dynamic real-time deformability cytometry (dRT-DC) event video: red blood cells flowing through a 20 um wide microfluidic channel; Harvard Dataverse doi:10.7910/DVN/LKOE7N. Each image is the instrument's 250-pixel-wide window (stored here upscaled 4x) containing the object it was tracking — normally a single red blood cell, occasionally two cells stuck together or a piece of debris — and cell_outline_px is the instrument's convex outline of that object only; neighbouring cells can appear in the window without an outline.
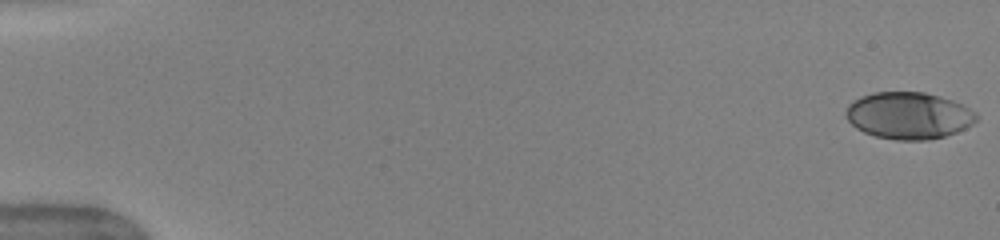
{"species": "human", "species_latin": "Homo sapiens", "temperature_condition": "warm", "stored_images_in_passage": 51, "camera_frame_rate_fps": 3000, "um_per_image_px": 0.085, "donor": {"sex": "female"}, "frame": {"image": 1, "passage_image": 1, "time_ms": 0.0, "image_size_px": [1000, 240], "cell_outline_px": [[980, 116], [972, 124], [956, 132], [944, 136], [928, 140], [896, 140], [876, 136], [864, 132], [856, 128], [848, 120], [844, 112], [848, 104], [860, 96], [872, 92], [924, 92], [940, 96], [964, 104], [976, 112]], "centroid_in_image_um": [77.24, 9.81], "position_along_channel_um": 7.8, "area_um2": 35.89}}
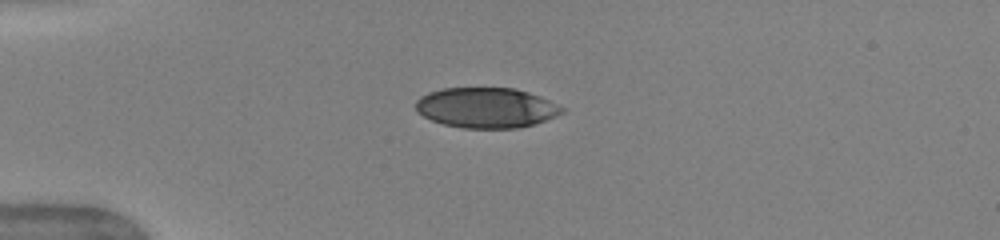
{"frame": {"image": 2, "passage_image": 14, "time_ms": 4.333, "image_size_px": [1000, 240], "cell_outline_px": [[564, 112], [556, 116], [532, 124], [516, 128], [464, 128], [444, 124], [432, 120], [424, 116], [416, 108], [416, 100], [420, 96], [428, 92], [440, 88], [516, 88], [540, 96], [564, 108]], "centroid_in_image_um": [41.32, 9.14], "position_along_channel_um": 43.7, "area_um2": 34.1}}
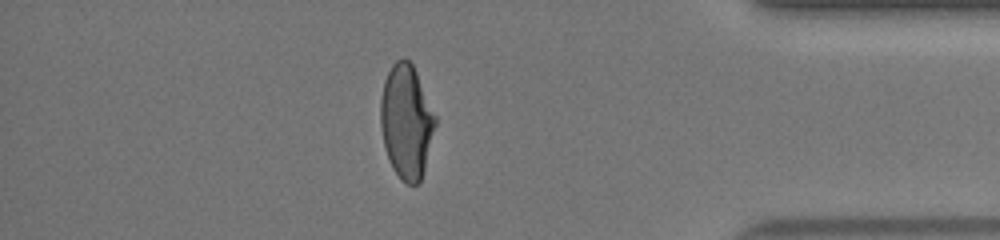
{"frame": {"image": 3, "passage_image": 45, "time_ms": 14.667, "image_size_px": [1000, 240], "cell_outline_px": [[436, 124], [424, 172], [420, 184], [408, 184], [400, 180], [392, 168], [384, 144], [380, 124], [380, 100], [384, 80], [392, 64], [396, 60], [404, 56], [412, 64], [416, 72], [436, 116]], "centroid_in_image_um": [34.54, 10.35], "position_along_channel_um": 400.7, "area_um2": 36.47}, "authors_computed_cell_mechanics": {"area_um2": 36.414, "velocity_mm_per_s": 4.0107, "shape_relaxation_time_tau1_ms": 4.7099, "shape_relaxation_time_tau2_ms": 0.7719, "deformation_change_tau1": 0.2065, "deformation_change_tau2": 0.0673}}